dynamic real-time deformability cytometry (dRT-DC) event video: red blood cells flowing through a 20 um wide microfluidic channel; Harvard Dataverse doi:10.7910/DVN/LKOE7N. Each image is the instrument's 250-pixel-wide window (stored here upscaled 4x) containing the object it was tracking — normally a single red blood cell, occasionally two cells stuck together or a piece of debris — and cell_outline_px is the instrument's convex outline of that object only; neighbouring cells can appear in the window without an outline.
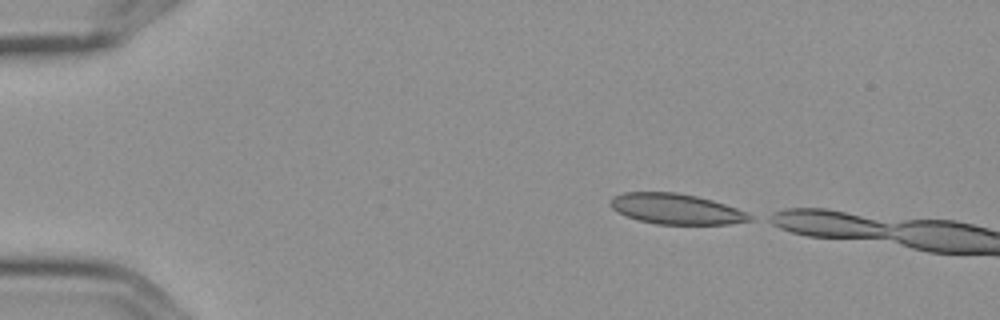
{"species": "Egyptian fruit bat (a non-hibernating species)", "species_latin": "Rousettus aegyptiacus", "temperature_condition": "cold", "stored_images_in_passage": 3, "camera_frame_rate_fps": 3000, "um_per_image_px": 0.085, "frame": {"image": 1, "passage_image": 1, "time_ms": 0.0, "image_size_px": [1000, 320], "cell_outline_px": [[756, 216], [752, 220], [728, 224], [656, 224], [624, 216], [612, 208], [608, 204], [616, 196], [624, 192], [676, 192], [696, 196], [712, 200], [748, 212]], "centroid_in_image_um": [57.5, 17.76], "position_along_channel_um": 27.5, "area_um2": 24.74}}